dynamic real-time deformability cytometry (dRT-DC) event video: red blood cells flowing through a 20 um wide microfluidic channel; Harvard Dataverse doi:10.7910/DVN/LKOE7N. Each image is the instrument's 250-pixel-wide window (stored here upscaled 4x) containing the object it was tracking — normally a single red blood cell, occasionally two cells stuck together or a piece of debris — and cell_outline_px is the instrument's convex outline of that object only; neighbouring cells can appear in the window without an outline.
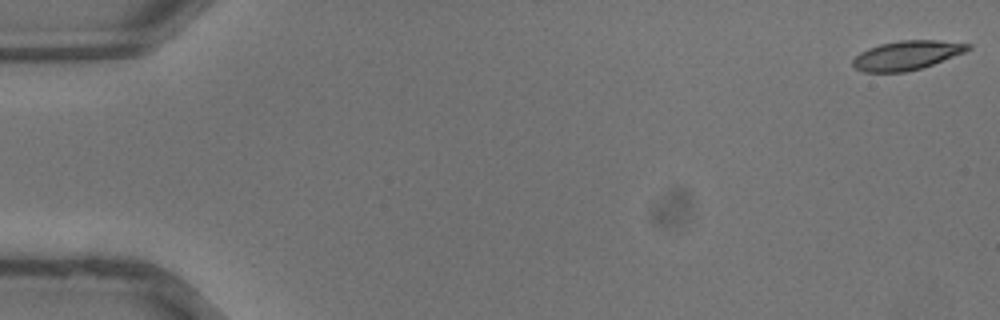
{"species": "common noctule bat (a hibernating species)", "species_latin": "Nyctalus noctula", "temperature_condition": "warm", "stored_images_in_passage": 37, "camera_frame_rate_fps": 3000, "um_per_image_px": 0.085, "animal": {"sex": "male", "body_mass_g": 13.3}, "frame": {"image": 1, "passage_image": 1, "time_ms": 0.0, "image_size_px": [1000, 320], "cell_outline_px": [[972, 48], [964, 52], [932, 64], [920, 68], [904, 72], [864, 72], [856, 68], [852, 64], [852, 60], [860, 52], [868, 48], [880, 44], [900, 40], [936, 40], [972, 44]], "centroid_in_image_um": [77.06, 4.69], "position_along_channel_um": 7.9, "area_um2": 19.36}}
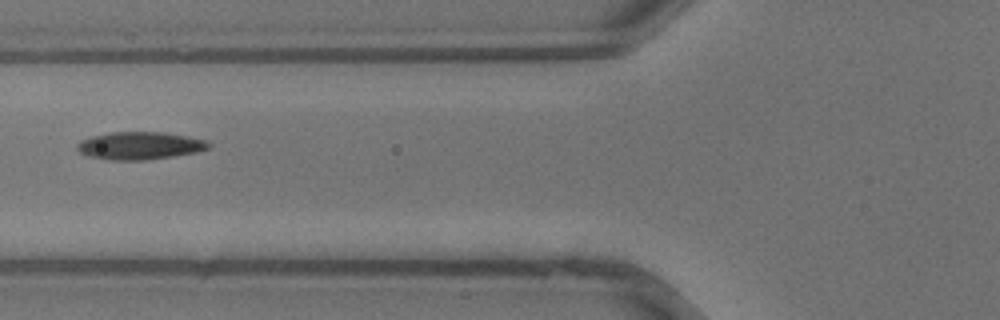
{"frame": {"image": 2, "passage_image": 15, "time_ms": 4.667, "image_size_px": [1000, 320], "cell_outline_px": [[212, 144], [208, 148], [196, 152], [172, 156], [144, 160], [108, 160], [88, 156], [80, 152], [76, 148], [76, 144], [80, 140], [92, 136], [112, 132], [164, 132], [188, 136], [208, 140]], "centroid_in_image_um": [11.88, 12.38], "position_along_channel_um": 113.9, "area_um2": 21.27}}
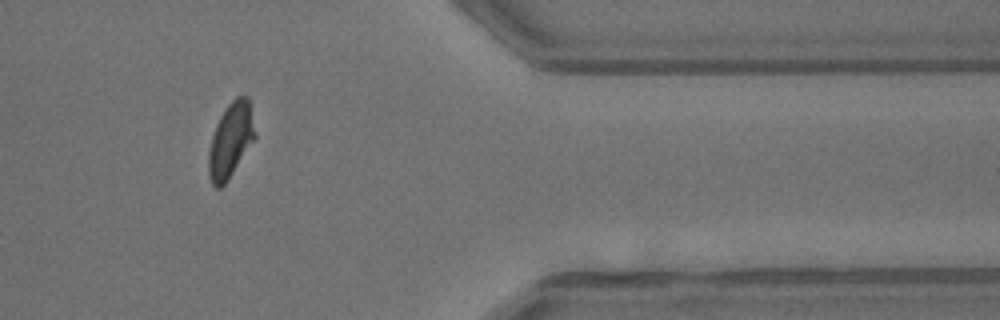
{"frame": {"image": 3, "passage_image": 31, "time_ms": 10.0, "image_size_px": [1000, 320], "cell_outline_px": [[256, 136], [228, 180], [220, 188], [216, 188], [212, 184], [208, 176], [208, 152], [212, 136], [216, 124], [224, 108], [236, 96], [248, 96], [256, 132]], "centroid_in_image_um": [19.59, 11.91], "position_along_channel_um": 391.8, "area_um2": 20.23}}